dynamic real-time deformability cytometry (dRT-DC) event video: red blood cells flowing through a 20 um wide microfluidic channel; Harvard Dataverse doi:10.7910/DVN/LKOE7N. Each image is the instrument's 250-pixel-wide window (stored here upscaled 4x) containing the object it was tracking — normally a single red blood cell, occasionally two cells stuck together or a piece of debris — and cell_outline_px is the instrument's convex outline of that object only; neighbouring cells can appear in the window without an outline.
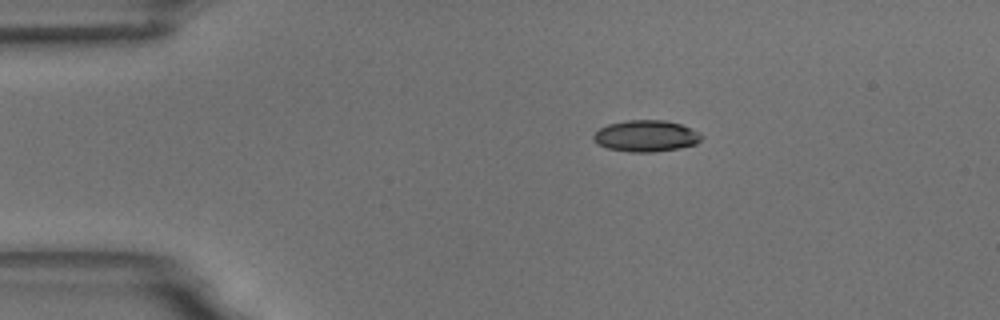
{"species": "common noctule bat (a hibernating species)", "species_latin": "Nyctalus noctula", "temperature_condition": "room temperature", "stored_images_in_passage": 46, "camera_frame_rate_fps": 3000, "um_per_image_px": 0.085, "animal": {"sex": "male", "body_mass_g": 18.8}, "frame": {"image": 1, "passage_image": 1, "time_ms": 0.0, "image_size_px": [1000, 320], "cell_outline_px": [[704, 136], [696, 144], [680, 148], [652, 152], [628, 152], [608, 148], [596, 144], [592, 140], [592, 136], [600, 128], [608, 124], [628, 120], [664, 120], [680, 124], [692, 128], [700, 132]], "centroid_in_image_um": [54.91, 11.56], "position_along_channel_um": 30.1, "area_um2": 19.94}}
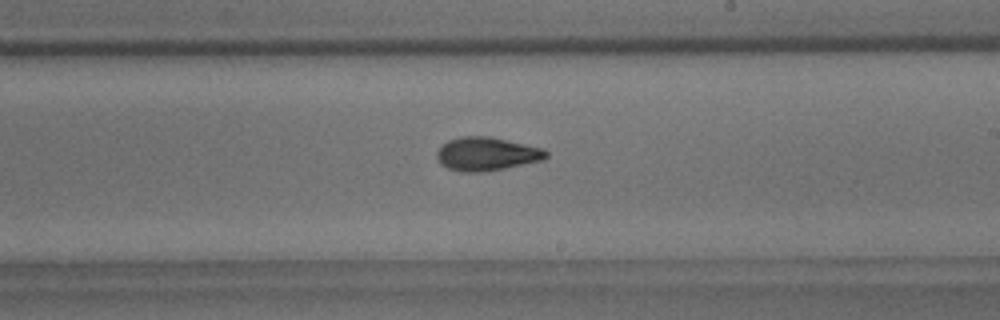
{"frame": {"image": 2, "passage_image": 23, "time_ms": 7.333, "image_size_px": [1000, 320], "cell_outline_px": [[548, 156], [544, 160], [504, 168], [480, 172], [460, 172], [448, 168], [440, 164], [436, 156], [436, 152], [448, 140], [460, 136], [488, 136], [544, 148], [548, 152]], "centroid_in_image_um": [41.37, 13.08], "position_along_channel_um": 247.6, "area_um2": 21.33}}
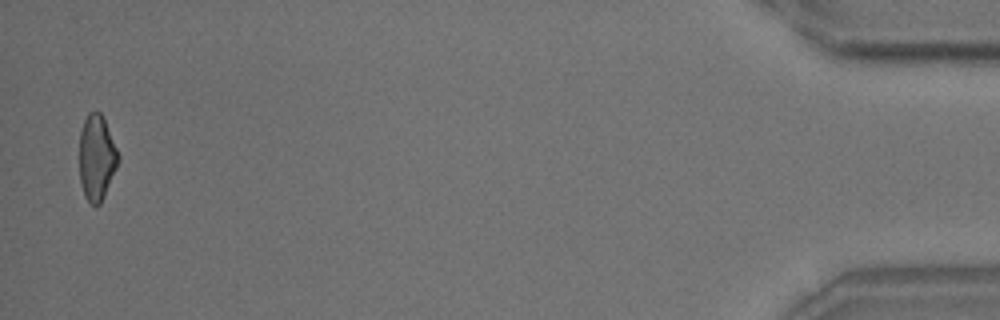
{"frame": {"image": 3, "passage_image": 45, "time_ms": 14.667, "image_size_px": [1000, 320], "cell_outline_px": [[120, 160], [104, 196], [100, 204], [92, 204], [88, 200], [84, 192], [80, 180], [80, 132], [84, 120], [88, 112], [100, 112], [104, 120], [120, 156]], "centroid_in_image_um": [8.23, 13.38], "position_along_channel_um": 427.0, "area_um2": 19.02}, "authors_computed_cell_mechanics": {"area_um2": 20.4901, "velocity_mm_per_s": 3.6592, "shape_relaxation_time_tau1_ms": 4.6967, "shape_relaxation_time_tau2_ms": 2.8093, "deformation_change_tau1": 0.1495, "deformation_change_tau2": 0.0886}}